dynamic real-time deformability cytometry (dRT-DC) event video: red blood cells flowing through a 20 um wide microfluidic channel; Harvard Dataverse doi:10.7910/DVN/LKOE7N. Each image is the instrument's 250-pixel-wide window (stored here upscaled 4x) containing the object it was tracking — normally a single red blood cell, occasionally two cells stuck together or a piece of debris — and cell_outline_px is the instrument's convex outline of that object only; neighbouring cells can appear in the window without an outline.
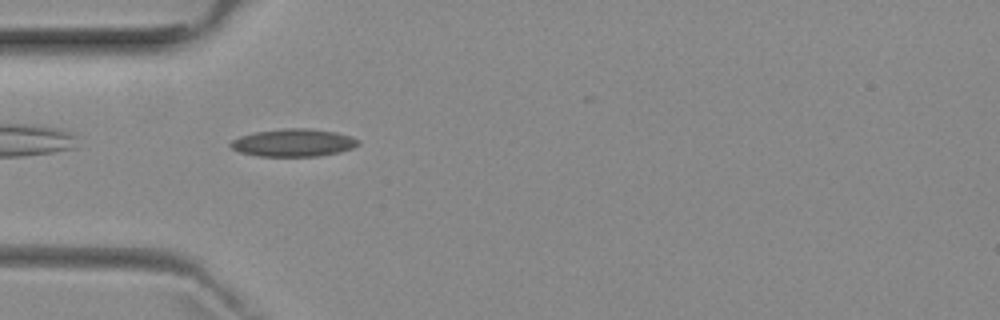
{"species": "common noctule bat (a hibernating species)", "species_latin": "Nyctalus noctula", "temperature_condition": "room temperature", "stored_images_in_passage": 1, "camera_frame_rate_fps": 3000, "um_per_image_px": 0.085, "animal": {"sex": "female", "body_mass_g": 29.2, "forearm_length_mm": 56.3}, "frame": {"image": 1, "passage_image": 1, "time_ms": 0.0, "image_size_px": [1000, 320], "cell_outline_px": [[360, 144], [352, 148], [340, 152], [320, 156], [256, 156], [240, 152], [232, 148], [228, 144], [232, 140], [240, 136], [256, 132], [284, 128], [308, 128], [336, 132], [360, 140]], "centroid_in_image_um": [24.94, 12.13], "position_along_channel_um": 60.1, "area_um2": 20.58}}